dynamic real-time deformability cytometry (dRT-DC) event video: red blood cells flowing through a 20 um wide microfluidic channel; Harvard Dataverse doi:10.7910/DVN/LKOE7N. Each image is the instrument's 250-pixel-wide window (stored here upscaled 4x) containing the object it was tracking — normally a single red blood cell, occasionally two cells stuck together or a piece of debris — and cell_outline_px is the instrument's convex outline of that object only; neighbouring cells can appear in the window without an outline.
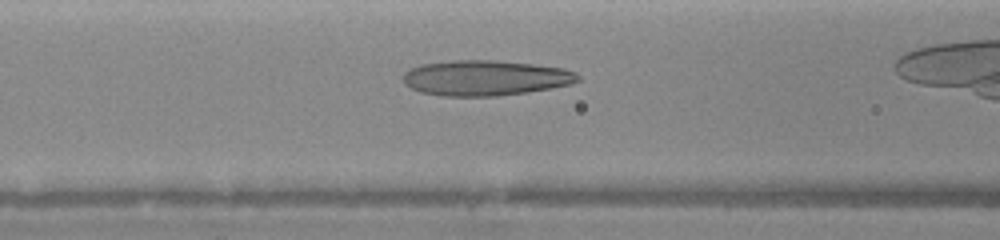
{"species": "human", "species_latin": "Homo sapiens", "temperature_condition": "warm", "stored_images_in_passage": 23, "camera_frame_rate_fps": 3000, "um_per_image_px": 0.085, "donor": {"sex": "female"}, "frame": {"image": 1, "passage_image": 11, "time_ms": 2.0, "image_size_px": [1000, 240], "cell_outline_px": [[580, 80], [568, 84], [552, 88], [528, 92], [496, 96], [444, 96], [420, 92], [404, 84], [404, 72], [412, 68], [424, 64], [448, 60], [496, 60], [532, 64], [564, 68], [576, 72], [580, 76]], "centroid_in_image_um": [41.27, 6.62], "position_along_channel_um": 125.3, "area_um2": 36.01}}
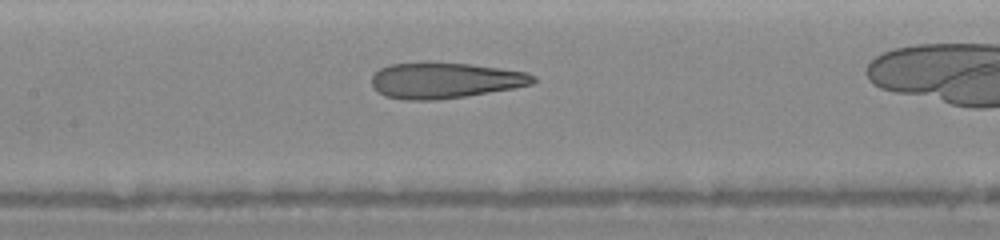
{"frame": {"image": 2, "passage_image": 17, "time_ms": 3.0, "image_size_px": [1000, 240], "cell_outline_px": [[536, 80], [532, 84], [512, 88], [464, 96], [436, 100], [408, 100], [384, 96], [372, 84], [372, 76], [380, 68], [388, 64], [428, 60], [472, 64], [528, 72], [536, 76]], "centroid_in_image_um": [37.8, 6.79], "position_along_channel_um": 169.6, "area_um2": 34.16}}